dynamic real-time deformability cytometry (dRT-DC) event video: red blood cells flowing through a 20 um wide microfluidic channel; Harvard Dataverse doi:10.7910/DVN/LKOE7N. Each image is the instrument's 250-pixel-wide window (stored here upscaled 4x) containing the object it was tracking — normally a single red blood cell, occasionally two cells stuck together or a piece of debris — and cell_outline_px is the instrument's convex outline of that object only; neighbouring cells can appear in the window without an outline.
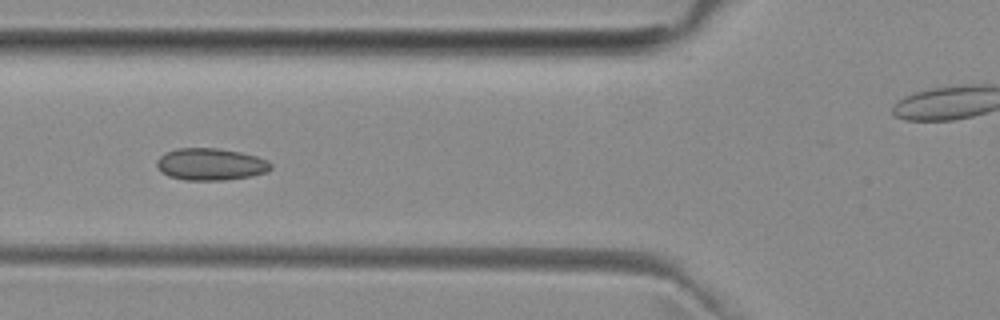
{"species": "common noctule bat (a hibernating species)", "species_latin": "Nyctalus noctula", "temperature_condition": "room temperature", "stored_images_in_passage": 7, "camera_frame_rate_fps": 3000, "um_per_image_px": 0.085, "animal": {"sex": "female", "body_mass_g": 29.2, "forearm_length_mm": 56.3}, "frame": {"image": 1, "passage_image": 6, "time_ms": 6.0, "image_size_px": [1000, 320], "cell_outline_px": [[272, 168], [268, 172], [252, 176], [224, 180], [184, 180], [168, 176], [160, 172], [156, 168], [156, 160], [160, 156], [176, 148], [216, 148], [240, 152], [256, 156], [268, 160], [272, 164]], "centroid_in_image_um": [17.9, 13.97], "position_along_channel_um": 107.9, "area_um2": 21.5}}